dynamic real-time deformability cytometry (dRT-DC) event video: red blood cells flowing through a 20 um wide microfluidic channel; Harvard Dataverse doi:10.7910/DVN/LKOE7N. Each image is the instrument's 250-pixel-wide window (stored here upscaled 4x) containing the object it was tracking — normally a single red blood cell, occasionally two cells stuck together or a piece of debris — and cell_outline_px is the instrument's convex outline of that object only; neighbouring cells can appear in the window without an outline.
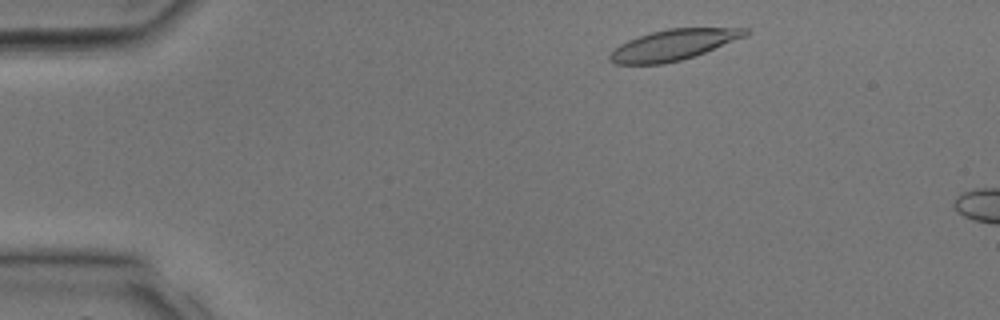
{"species": "common noctule bat (a hibernating species)", "species_latin": "Nyctalus noctula", "temperature_condition": "room temperature", "stored_images_in_passage": 7, "camera_frame_rate_fps": 3000, "um_per_image_px": 0.085, "animal": {"sex": "male", "body_mass_g": 17.9, "forearm_length_mm": 54.2}, "frame": {"image": 1, "passage_image": 2, "time_ms": 0.333, "image_size_px": [1000, 320], "cell_outline_px": [[748, 32], [744, 36], [696, 56], [664, 64], [616, 64], [608, 60], [608, 56], [620, 44], [628, 40], [652, 32], [668, 28], [748, 28]], "centroid_in_image_um": [57.2, 3.82], "position_along_channel_um": 27.8, "area_um2": 23.93}}